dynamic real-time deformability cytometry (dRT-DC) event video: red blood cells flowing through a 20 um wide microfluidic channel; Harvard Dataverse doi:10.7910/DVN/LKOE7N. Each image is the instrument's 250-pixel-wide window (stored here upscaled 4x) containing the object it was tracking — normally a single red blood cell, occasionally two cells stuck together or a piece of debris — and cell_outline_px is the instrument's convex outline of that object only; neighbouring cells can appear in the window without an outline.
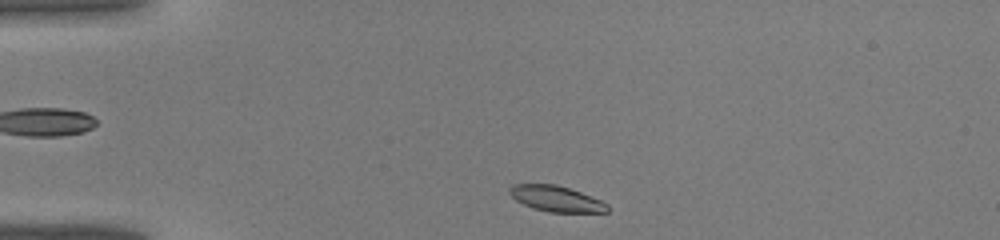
{"species": "common noctule bat (a hibernating species)", "species_latin": "Nyctalus noctula", "temperature_condition": "warm", "stored_images_in_passage": 34, "camera_frame_rate_fps": 3000, "um_per_image_px": 0.085, "animal": {"sex": "male", "body_mass_g": 19.0, "forearm_length_mm": 50.8}, "frame": {"image": 1, "passage_image": 1, "time_ms": 0.0, "image_size_px": [1000, 240], "cell_outline_px": [[608, 212], [548, 212], [532, 208], [516, 200], [508, 192], [508, 188], [512, 184], [556, 184], [580, 192], [600, 200], [608, 204]], "centroid_in_image_um": [47.24, 16.89], "position_along_channel_um": 37.8, "area_um2": 14.62}}
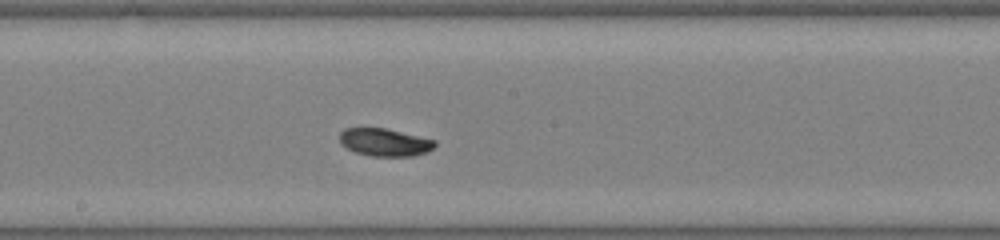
{"frame": {"image": 2, "passage_image": 15, "time_ms": 4.667, "image_size_px": [1000, 240], "cell_outline_px": [[436, 144], [428, 152], [412, 156], [372, 156], [356, 152], [340, 144], [340, 132], [344, 128], [384, 128], [436, 140]], "centroid_in_image_um": [32.7, 12.09], "position_along_channel_um": 215.5, "area_um2": 15.26}}
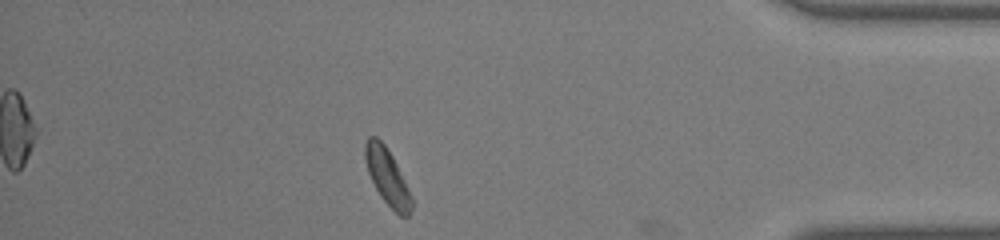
{"frame": {"image": 3, "passage_image": 29, "time_ms": 9.333, "image_size_px": [1000, 240], "cell_outline_px": [[412, 208], [408, 216], [400, 216], [384, 200], [376, 188], [368, 172], [364, 156], [364, 144], [368, 136], [376, 136], [384, 144], [392, 156], [412, 196]], "centroid_in_image_um": [32.91, 15.0], "position_along_channel_um": 402.3, "area_um2": 14.91}}